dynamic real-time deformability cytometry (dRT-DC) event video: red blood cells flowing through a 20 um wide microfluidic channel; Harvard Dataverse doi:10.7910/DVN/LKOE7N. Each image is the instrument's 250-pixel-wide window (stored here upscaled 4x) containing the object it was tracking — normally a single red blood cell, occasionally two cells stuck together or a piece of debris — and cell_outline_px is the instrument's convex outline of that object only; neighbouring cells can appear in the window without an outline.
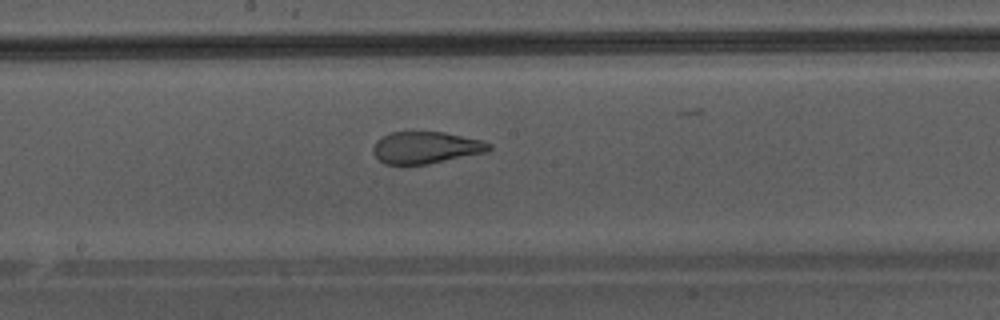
{"species": "Egyptian fruit bat (a non-hibernating species)", "species_latin": "Rousettus aegyptiacus", "temperature_condition": "warm", "stored_images_in_passage": 47, "camera_frame_rate_fps": 3000, "um_per_image_px": 0.085, "animal": {"sex": "male"}, "frame": {"image": 1, "passage_image": 27, "time_ms": 8.667, "image_size_px": [1000, 320], "cell_outline_px": [[492, 148], [488, 152], [428, 164], [384, 164], [372, 152], [372, 148], [376, 140], [392, 132], [444, 132], [484, 140], [492, 144]], "centroid_in_image_um": [36.24, 12.54], "position_along_channel_um": 212.0, "area_um2": 21.68}}